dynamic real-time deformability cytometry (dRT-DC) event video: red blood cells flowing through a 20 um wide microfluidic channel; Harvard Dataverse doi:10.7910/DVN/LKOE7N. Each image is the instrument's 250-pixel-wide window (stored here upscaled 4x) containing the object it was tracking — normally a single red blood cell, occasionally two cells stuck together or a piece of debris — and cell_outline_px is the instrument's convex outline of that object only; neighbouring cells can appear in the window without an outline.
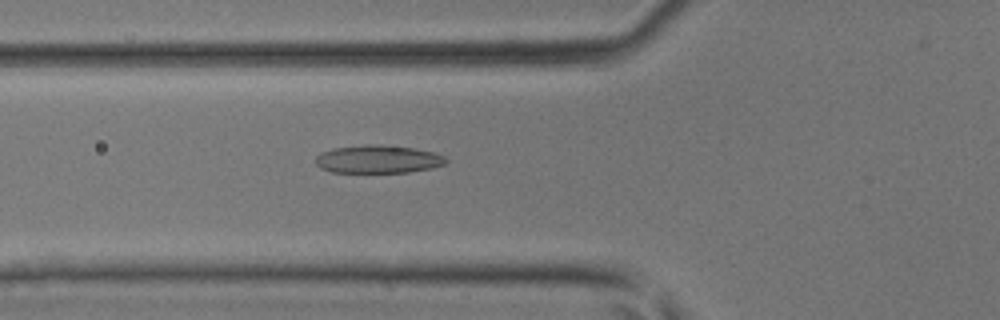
{"species": "common noctule bat (a hibernating species)", "species_latin": "Nyctalus noctula", "temperature_condition": "room temperature", "stored_images_in_passage": 33, "camera_frame_rate_fps": 3000, "um_per_image_px": 0.085, "animal": {"sex": "male", "body_mass_g": 17.9, "forearm_length_mm": 54.2}, "frame": {"image": 1, "passage_image": 5, "time_ms": 1.333, "image_size_px": [1000, 320], "cell_outline_px": [[448, 160], [444, 164], [432, 168], [408, 172], [332, 172], [320, 168], [316, 164], [316, 156], [320, 152], [332, 148], [364, 144], [376, 144], [412, 148], [432, 152], [444, 156]], "centroid_in_image_um": [32.09, 13.53], "position_along_channel_um": 93.7, "area_um2": 21.27}}
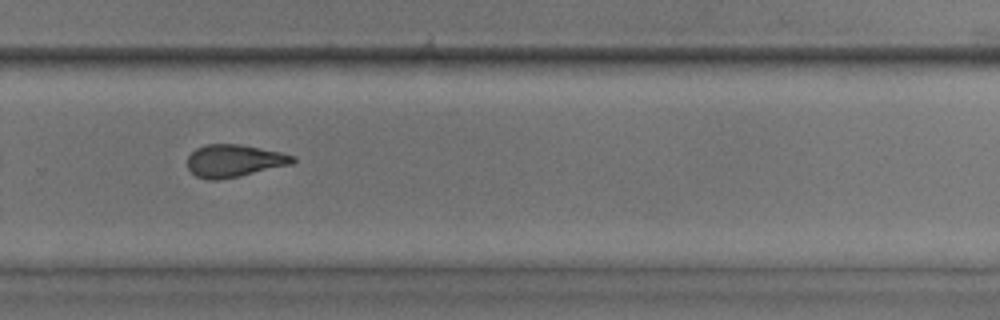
{"frame": {"image": 2, "passage_image": 19, "time_ms": 6.0, "image_size_px": [1000, 320], "cell_outline_px": [[296, 160], [292, 164], [236, 176], [216, 180], [208, 180], [196, 176], [188, 168], [188, 156], [196, 148], [208, 144], [240, 144], [280, 152], [296, 156]], "centroid_in_image_um": [19.9, 13.65], "position_along_channel_um": 309.9, "area_um2": 19.65}}
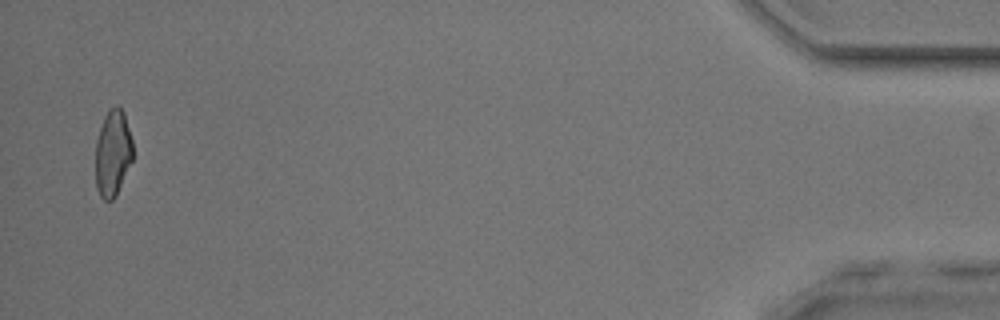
{"frame": {"image": 3, "passage_image": 32, "time_ms": 10.333, "image_size_px": [1000, 320], "cell_outline_px": [[132, 160], [116, 196], [112, 200], [104, 200], [100, 196], [96, 188], [96, 140], [104, 116], [116, 104], [124, 112], [132, 140]], "centroid_in_image_um": [9.58, 13.03], "position_along_channel_um": 425.6, "area_um2": 18.67}}